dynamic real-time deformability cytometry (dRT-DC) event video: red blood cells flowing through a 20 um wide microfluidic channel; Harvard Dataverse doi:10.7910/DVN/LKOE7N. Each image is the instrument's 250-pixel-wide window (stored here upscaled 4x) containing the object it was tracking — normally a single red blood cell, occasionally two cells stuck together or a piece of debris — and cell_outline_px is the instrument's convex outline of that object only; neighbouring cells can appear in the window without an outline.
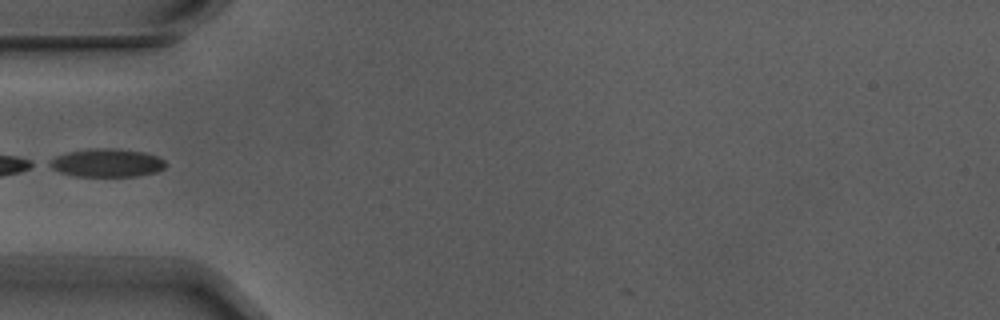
{"species": "Egyptian fruit bat (a non-hibernating species)", "species_latin": "Rousettus aegyptiacus", "temperature_condition": "warm", "stored_images_in_passage": 7, "camera_frame_rate_fps": 3000, "um_per_image_px": 0.085, "animal": {"sex": "male"}, "frame": {"image": 1, "passage_image": 6, "time_ms": 1.667, "image_size_px": [1000, 320], "cell_outline_px": [[168, 164], [164, 168], [156, 172], [136, 176], [76, 176], [60, 172], [44, 164], [48, 160], [56, 156], [68, 152], [92, 148], [112, 148], [144, 152], [156, 156], [164, 160]], "centroid_in_image_um": [9.05, 13.84], "position_along_channel_um": 75.9, "area_um2": 19.19}}